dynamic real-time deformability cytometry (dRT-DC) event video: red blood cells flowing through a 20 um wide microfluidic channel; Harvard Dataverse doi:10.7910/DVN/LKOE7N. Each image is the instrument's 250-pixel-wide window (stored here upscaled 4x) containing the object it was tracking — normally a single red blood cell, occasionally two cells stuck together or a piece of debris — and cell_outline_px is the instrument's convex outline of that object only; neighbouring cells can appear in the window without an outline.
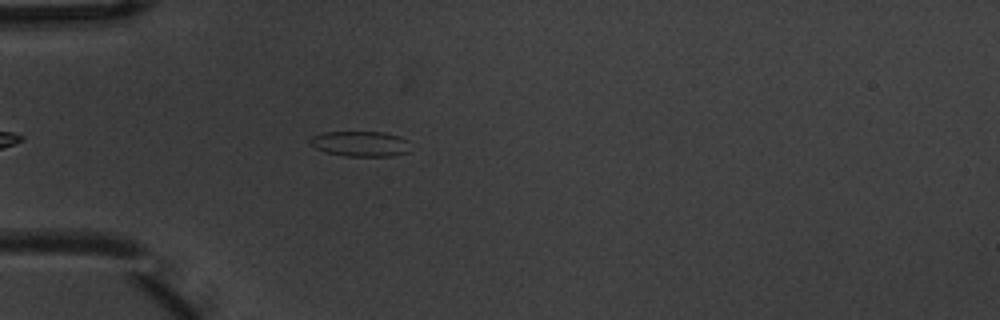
{"species": "common noctule bat (a hibernating species)", "species_latin": "Nyctalus noctula", "temperature_condition": "warm", "stored_images_in_passage": 5, "camera_frame_rate_fps": 3000, "um_per_image_px": 0.085, "animal": {"sex": "male", "body_mass_g": 20.1, "forearm_length_mm": 53.5}, "frame": {"image": 1, "passage_image": 5, "time_ms": 1.333, "image_size_px": [1000, 320], "cell_outline_px": [[408, 152], [392, 156], [344, 156], [324, 152], [316, 148], [308, 140], [312, 136], [324, 132], [384, 132], [400, 136], [408, 140]], "centroid_in_image_um": [30.63, 12.22], "position_along_channel_um": 54.4, "area_um2": 14.85}}